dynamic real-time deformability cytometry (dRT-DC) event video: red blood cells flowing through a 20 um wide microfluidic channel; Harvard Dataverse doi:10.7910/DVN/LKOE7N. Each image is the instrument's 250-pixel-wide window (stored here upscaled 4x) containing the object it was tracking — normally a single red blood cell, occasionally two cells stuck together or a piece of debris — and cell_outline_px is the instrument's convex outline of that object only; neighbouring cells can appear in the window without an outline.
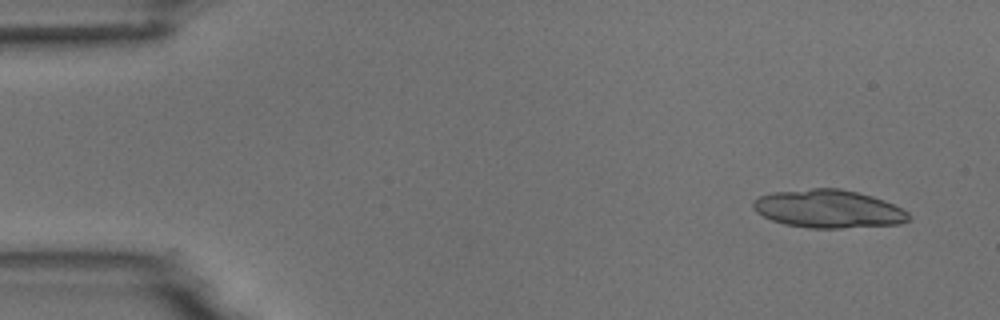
{"species": "common noctule bat (a hibernating species)", "species_latin": "Nyctalus noctula", "temperature_condition": "room temperature", "stored_images_in_passage": 3, "segment_of_instrument_passage": [2, 2], "camera_frame_rate_fps": 3000, "um_per_image_px": 0.085, "animal": {"sex": "male", "body_mass_g": 18.8}, "frame": {"image": 1, "passage_image": 3, "time_ms": 4.0, "image_size_px": [1000, 320], "cell_outline_px": [[912, 216], [908, 220], [900, 224], [840, 228], [808, 228], [784, 224], [772, 220], [756, 212], [752, 208], [752, 200], [760, 196], [772, 192], [812, 188], [840, 188], [872, 196], [884, 200], [908, 212]], "centroid_in_image_um": [70.39, 17.75], "position_along_channel_um": 14.6, "area_um2": 34.62}}